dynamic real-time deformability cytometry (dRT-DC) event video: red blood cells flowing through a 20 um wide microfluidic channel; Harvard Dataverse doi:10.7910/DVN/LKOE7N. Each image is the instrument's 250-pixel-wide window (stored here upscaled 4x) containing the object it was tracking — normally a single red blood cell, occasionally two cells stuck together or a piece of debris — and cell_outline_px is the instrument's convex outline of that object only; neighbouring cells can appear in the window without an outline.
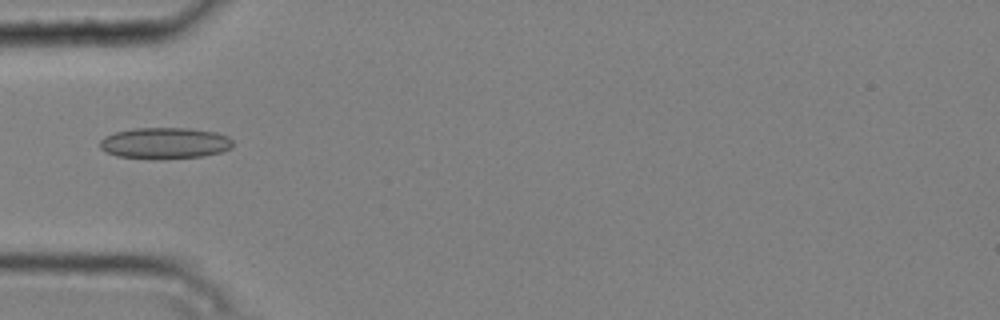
{"species": "common noctule bat (a hibernating species)", "species_latin": "Nyctalus noctula", "temperature_condition": "cold", "stored_images_in_passage": 1, "camera_frame_rate_fps": 3000, "um_per_image_px": 0.085, "animal": {"sex": "male", "body_mass_g": 20.4}, "frame": {"image": 1, "passage_image": 1, "time_ms": 0.0, "image_size_px": [1000, 320], "cell_outline_px": [[232, 148], [220, 152], [204, 156], [156, 160], [152, 160], [116, 156], [100, 148], [100, 140], [104, 136], [116, 132], [132, 128], [188, 128], [216, 132], [228, 136], [232, 140]], "centroid_in_image_um": [14.0, 12.18], "position_along_channel_um": 71.0, "area_um2": 24.57}}